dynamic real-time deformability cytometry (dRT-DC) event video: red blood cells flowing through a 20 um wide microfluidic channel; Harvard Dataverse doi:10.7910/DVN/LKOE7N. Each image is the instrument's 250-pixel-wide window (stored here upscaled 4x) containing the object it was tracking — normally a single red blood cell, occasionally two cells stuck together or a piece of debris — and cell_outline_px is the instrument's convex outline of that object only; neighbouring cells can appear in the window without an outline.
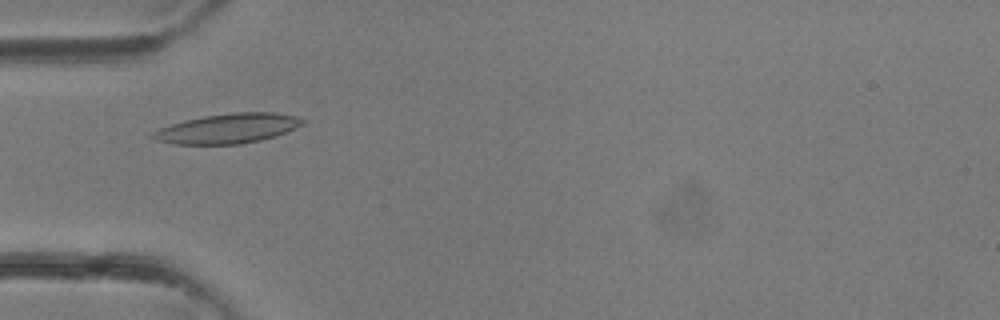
{"species": "common noctule bat (a hibernating species)", "species_latin": "Nyctalus noctula", "temperature_condition": "room temperature", "stored_images_in_passage": 31, "camera_frame_rate_fps": 3000, "um_per_image_px": 0.085, "animal": {"sex": "female"}, "frame": {"image": 1, "passage_image": 6, "time_ms": 1.667, "image_size_px": [1000, 320], "cell_outline_px": [[308, 120], [304, 124], [296, 128], [276, 136], [260, 140], [240, 144], [172, 144], [156, 140], [148, 136], [152, 132], [160, 128], [184, 120], [204, 116], [232, 112], [272, 112], [296, 116]], "centroid_in_image_um": [19.38, 10.92], "position_along_channel_um": 65.6, "area_um2": 26.13}}
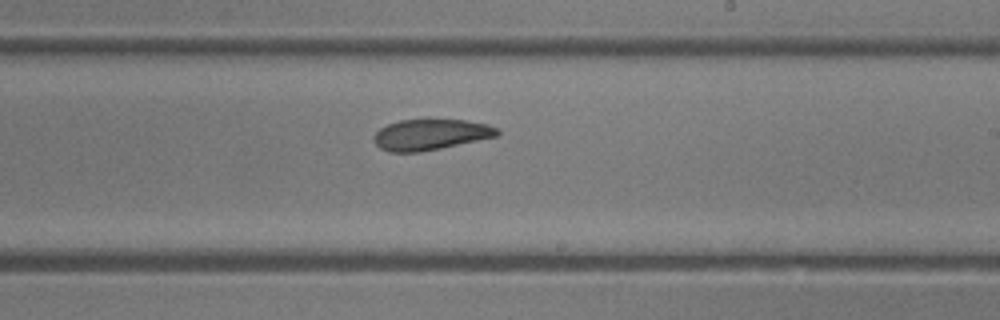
{"frame": {"image": 2, "passage_image": 16, "time_ms": 5.0, "image_size_px": [1000, 320], "cell_outline_px": [[500, 136], [420, 152], [388, 152], [380, 148], [372, 140], [372, 136], [380, 128], [388, 124], [400, 120], [464, 120], [488, 124], [496, 128], [500, 132]], "centroid_in_image_um": [36.59, 11.45], "position_along_channel_um": 252.4, "area_um2": 22.2}}
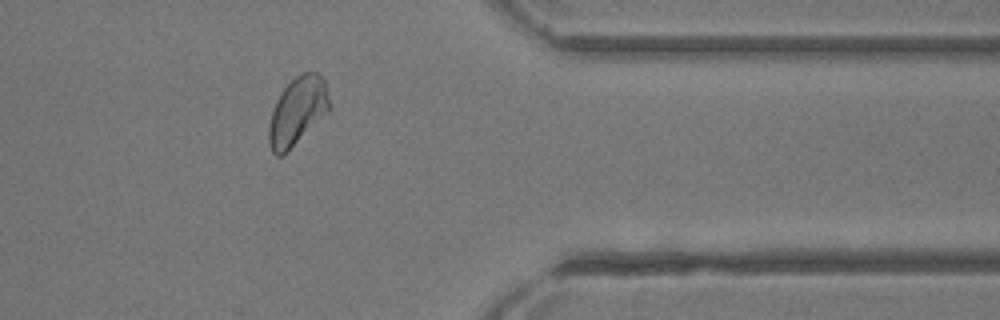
{"frame": {"image": 3, "passage_image": 24, "time_ms": 7.667, "image_size_px": [1000, 320], "cell_outline_px": [[332, 108], [284, 156], [276, 156], [272, 152], [268, 144], [268, 128], [272, 112], [276, 100], [280, 92], [296, 76], [304, 72], [316, 72], [324, 80], [332, 104]], "centroid_in_image_um": [25.29, 9.48], "position_along_channel_um": 386.1, "area_um2": 24.28}}